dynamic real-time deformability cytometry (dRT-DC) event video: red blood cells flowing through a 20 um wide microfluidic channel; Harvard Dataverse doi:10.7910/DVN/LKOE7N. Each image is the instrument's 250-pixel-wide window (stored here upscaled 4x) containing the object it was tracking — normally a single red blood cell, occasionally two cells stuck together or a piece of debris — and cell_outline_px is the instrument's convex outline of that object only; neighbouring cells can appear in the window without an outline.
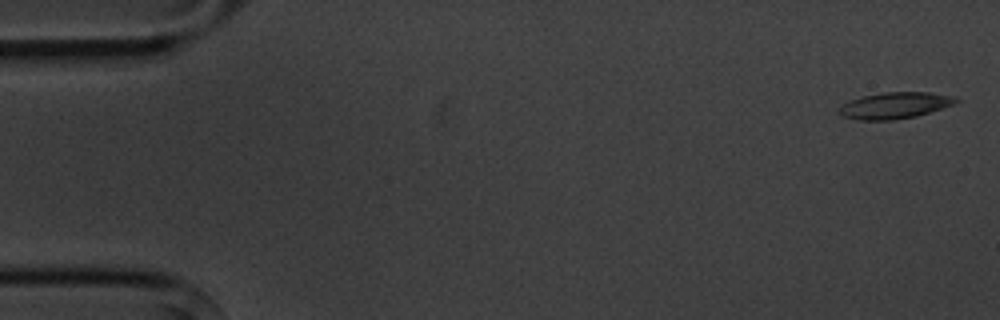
{"species": "common noctule bat (a hibernating species)", "species_latin": "Nyctalus noctula", "temperature_condition": "cold", "stored_images_in_passage": 5, "camera_frame_rate_fps": 3000, "um_per_image_px": 0.085, "animal": {"sex": "male", "body_mass_g": 20.1, "forearm_length_mm": 53.5}, "frame": {"image": 1, "passage_image": 1, "time_ms": 0.0, "image_size_px": [1000, 320], "cell_outline_px": [[960, 100], [952, 104], [916, 116], [892, 120], [860, 120], [840, 116], [836, 112], [844, 104], [852, 100], [864, 96], [884, 92], [928, 92], [952, 96]], "centroid_in_image_um": [76.01, 8.97], "position_along_channel_um": 9.0, "area_um2": 17.63}}
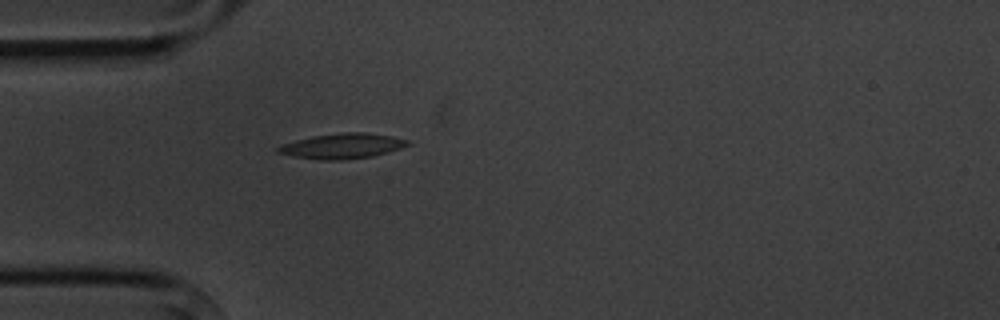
{"frame": {"image": 2, "passage_image": 5, "time_ms": 4.667, "image_size_px": [1000, 320], "cell_outline_px": [[412, 144], [388, 152], [372, 156], [340, 160], [324, 160], [292, 156], [276, 152], [276, 148], [284, 144], [296, 140], [312, 136], [344, 132], [364, 132], [392, 136], [408, 140]], "centroid_in_image_um": [29.11, 12.41], "position_along_channel_um": 55.9, "area_um2": 18.9}}